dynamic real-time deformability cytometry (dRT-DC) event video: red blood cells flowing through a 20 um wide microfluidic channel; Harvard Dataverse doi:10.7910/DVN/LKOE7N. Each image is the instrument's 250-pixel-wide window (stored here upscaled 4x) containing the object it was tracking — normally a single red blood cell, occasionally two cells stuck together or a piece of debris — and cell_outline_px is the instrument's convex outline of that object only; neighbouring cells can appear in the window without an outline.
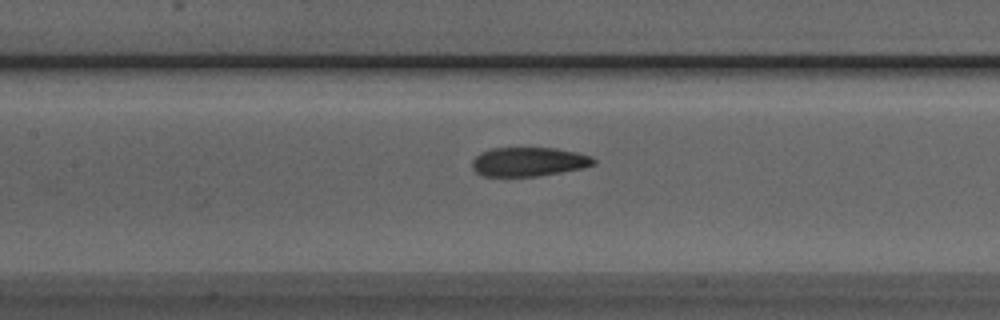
{"species": "Egyptian fruit bat (a non-hibernating species)", "species_latin": "Rousettus aegyptiacus", "temperature_condition": "room temperature", "stored_images_in_passage": 26, "camera_frame_rate_fps": 3000, "um_per_image_px": 0.085, "animal": {"sex": "male"}, "frame": {"image": 1, "passage_image": 8, "time_ms": 2.333, "image_size_px": [1000, 320], "cell_outline_px": [[596, 164], [584, 168], [540, 176], [480, 176], [472, 168], [472, 160], [480, 152], [492, 148], [556, 148], [576, 152], [592, 156], [596, 160]], "centroid_in_image_um": [44.95, 13.75], "position_along_channel_um": 162.4, "area_um2": 20.81}}
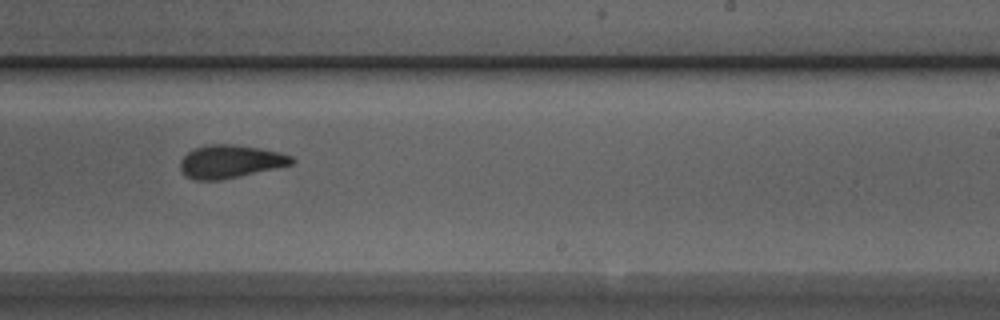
{"frame": {"image": 2, "passage_image": 16, "time_ms": 5.0, "image_size_px": [1000, 320], "cell_outline_px": [[296, 160], [292, 164], [240, 176], [220, 180], [196, 180], [188, 176], [180, 168], [180, 160], [192, 148], [212, 144], [232, 144], [260, 148], [280, 152], [292, 156]], "centroid_in_image_um": [19.58, 13.72], "position_along_channel_um": 269.4, "area_um2": 21.33}}
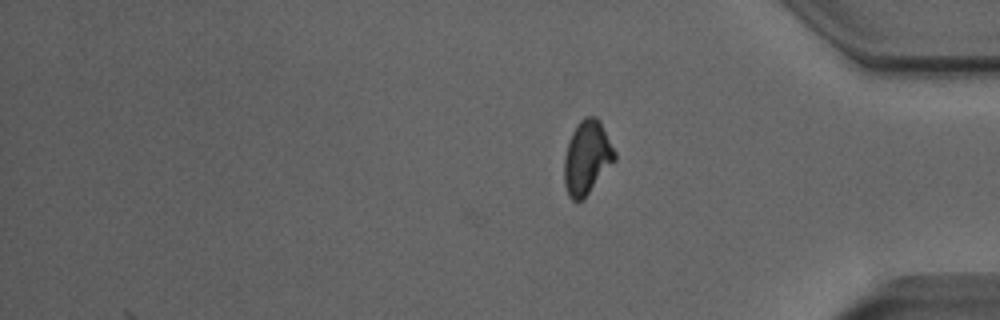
{"frame": {"image": 3, "passage_image": 26, "time_ms": 8.333, "image_size_px": [1000, 320], "cell_outline_px": [[616, 160], [584, 200], [572, 200], [568, 196], [564, 184], [564, 156], [572, 132], [576, 124], [584, 116], [596, 116], [600, 120], [616, 152]], "centroid_in_image_um": [49.9, 13.4], "position_along_channel_um": 385.3, "area_um2": 22.02}, "authors_computed_cell_mechanics": {"area_um2": 21.3282, "velocity_mm_per_s": 4.0222, "shape_relaxation_time_tau1_ms": 5.2196, "shape_relaxation_time_tau2_ms": 3.3966, "deformation_change_tau1": 0.1556, "deformation_change_tau2": 0.0825}}